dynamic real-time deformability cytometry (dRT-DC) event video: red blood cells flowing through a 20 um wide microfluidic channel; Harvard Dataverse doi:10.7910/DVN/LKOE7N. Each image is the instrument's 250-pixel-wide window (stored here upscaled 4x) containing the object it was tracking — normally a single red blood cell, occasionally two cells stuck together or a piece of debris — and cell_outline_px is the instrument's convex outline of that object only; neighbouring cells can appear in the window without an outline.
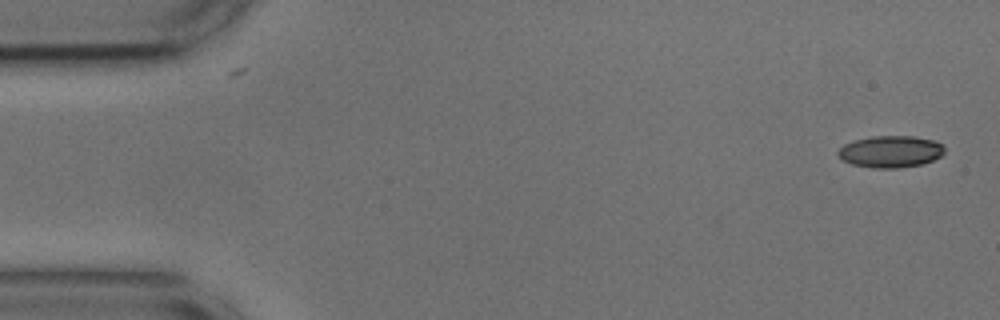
{"species": "common noctule bat (a hibernating species)", "species_latin": "Nyctalus noctula", "temperature_condition": "cold", "stored_images_in_passage": 5, "camera_frame_rate_fps": 3000, "um_per_image_px": 0.085, "animal": {"sex": "male", "body_mass_g": 17.9, "forearm_length_mm": 54.2}, "frame": {"image": 1, "passage_image": 1, "time_ms": 0.0, "image_size_px": [1000, 320], "cell_outline_px": [[944, 152], [940, 156], [932, 160], [920, 164], [900, 168], [872, 168], [852, 164], [844, 160], [836, 152], [844, 144], [856, 140], [872, 136], [912, 136], [936, 140], [944, 144]], "centroid_in_image_um": [75.72, 12.88], "position_along_channel_um": 9.3, "area_um2": 19.71}}